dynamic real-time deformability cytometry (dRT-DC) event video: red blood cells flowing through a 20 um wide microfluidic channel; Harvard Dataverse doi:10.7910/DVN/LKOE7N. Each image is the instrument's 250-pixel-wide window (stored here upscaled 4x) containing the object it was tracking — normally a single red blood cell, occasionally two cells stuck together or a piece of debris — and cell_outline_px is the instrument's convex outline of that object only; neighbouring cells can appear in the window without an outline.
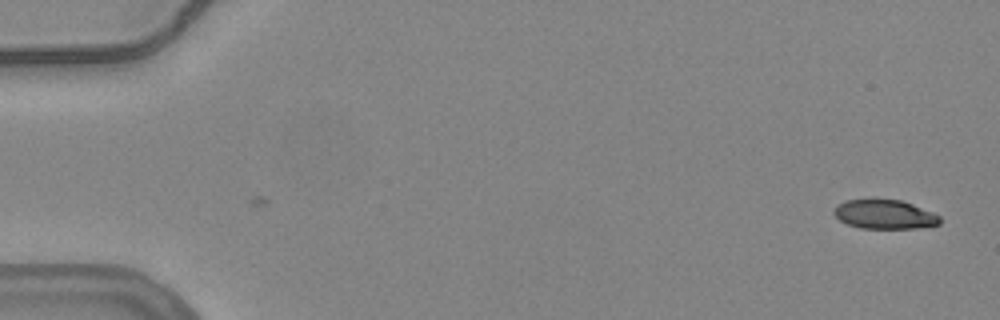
{"species": "common noctule bat (a hibernating species)", "species_latin": "Nyctalus noctula", "temperature_condition": "warm", "stored_images_in_passage": 54, "camera_frame_rate_fps": 3000, "um_per_image_px": 0.085, "animal": {"sex": "female", "body_mass_g": 24.6, "forearm_length_mm": 56.2}, "frame": {"image": 1, "passage_image": 1, "time_ms": 0.0, "image_size_px": [1000, 320], "cell_outline_px": [[940, 224], [916, 228], [860, 228], [848, 224], [840, 220], [832, 212], [844, 200], [872, 196], [900, 200], [912, 204], [932, 212], [940, 216]], "centroid_in_image_um": [75.15, 18.17], "position_along_channel_um": 9.8, "area_um2": 18.44}}
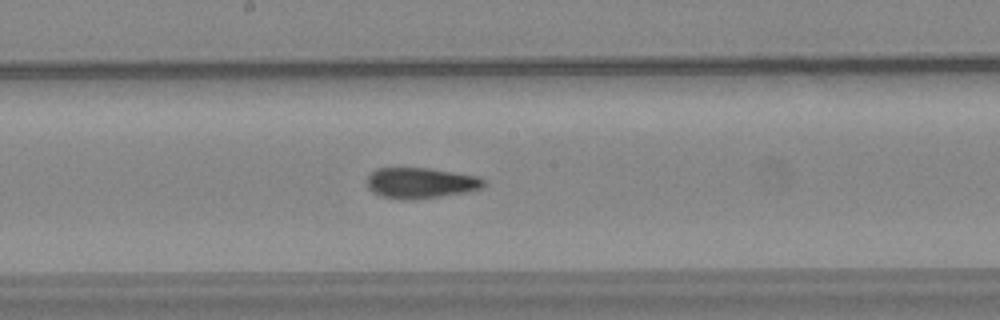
{"frame": {"image": 2, "passage_image": 29, "time_ms": 9.333, "image_size_px": [1000, 320], "cell_outline_px": [[484, 184], [480, 188], [464, 192], [440, 196], [380, 196], [372, 192], [368, 188], [364, 180], [376, 168], [428, 168], [476, 176], [484, 180]], "centroid_in_image_um": [35.7, 15.49], "position_along_channel_um": 212.5, "area_um2": 19.83}}
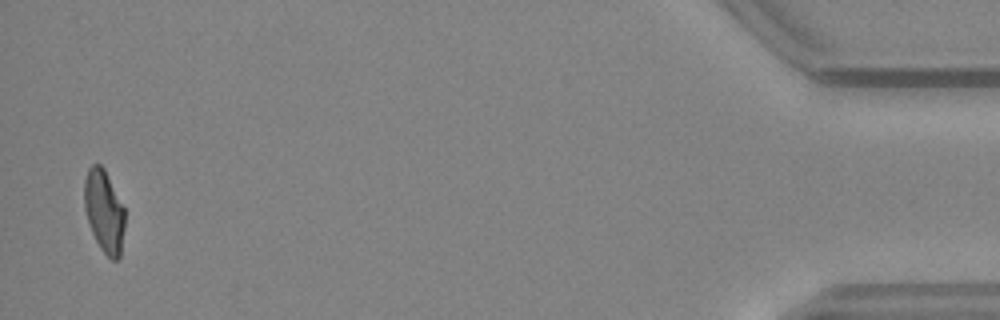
{"frame": {"image": 3, "passage_image": 53, "time_ms": 17.333, "image_size_px": [1000, 320], "cell_outline_px": [[124, 228], [120, 256], [116, 260], [112, 260], [100, 248], [92, 232], [84, 208], [84, 180], [88, 168], [92, 164], [100, 164], [104, 168], [124, 208]], "centroid_in_image_um": [8.84, 17.94], "position_along_channel_um": 426.4, "area_um2": 19.31}, "authors_computed_cell_mechanics": {"area_um2": 20.6057, "velocity_mm_per_s": 3.7928, "shape_relaxation_time_tau1_ms": null, "shape_relaxation_time_tau2_ms": 1.9682, "deformation_change_tau1": null, "deformation_change_tau2": 0.0988}}